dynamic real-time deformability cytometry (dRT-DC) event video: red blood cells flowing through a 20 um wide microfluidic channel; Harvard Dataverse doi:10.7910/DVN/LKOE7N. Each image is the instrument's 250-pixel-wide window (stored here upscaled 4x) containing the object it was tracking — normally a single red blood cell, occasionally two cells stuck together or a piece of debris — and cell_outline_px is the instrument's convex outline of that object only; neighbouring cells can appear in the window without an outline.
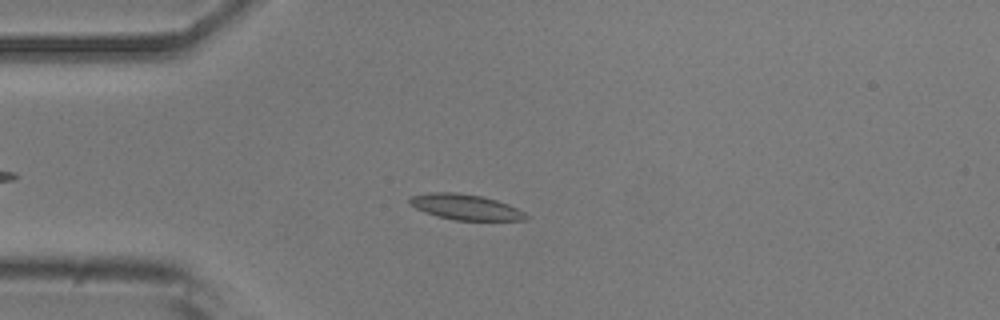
{"species": "common noctule bat (a hibernating species)", "species_latin": "Nyctalus noctula", "temperature_condition": "room temperature", "stored_images_in_passage": 43, "camera_frame_rate_fps": 3000, "um_per_image_px": 0.085, "animal": {"sex": "male", "body_mass_g": 20.5, "forearm_length_mm": 52.5}, "frame": {"image": 1, "passage_image": 10, "time_ms": 3.0, "image_size_px": [1000, 320], "cell_outline_px": [[528, 216], [524, 220], [456, 220], [436, 216], [424, 212], [408, 204], [408, 200], [412, 196], [432, 192], [452, 192], [480, 196], [496, 200], [508, 204], [524, 212]], "centroid_in_image_um": [39.53, 17.6], "position_along_channel_um": 45.5, "area_um2": 17.11}}
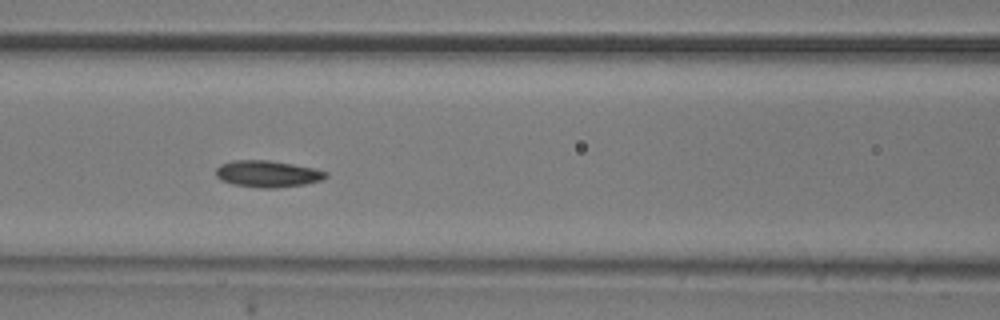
{"frame": {"image": 2, "passage_image": 19, "time_ms": 6.0, "image_size_px": [1000, 320], "cell_outline_px": [[328, 176], [320, 180], [304, 184], [276, 188], [260, 188], [232, 184], [220, 180], [216, 176], [216, 168], [220, 164], [232, 160], [268, 160], [316, 168], [328, 172]], "centroid_in_image_um": [22.72, 14.77], "position_along_channel_um": 143.9, "area_um2": 17.17}}
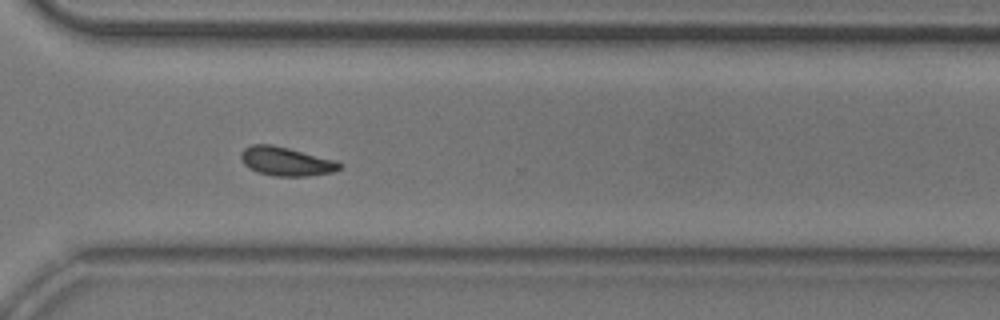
{"frame": {"image": 3, "passage_image": 35, "time_ms": 11.333, "image_size_px": [1000, 320], "cell_outline_px": [[344, 164], [340, 168], [332, 172], [308, 176], [272, 176], [256, 172], [248, 168], [244, 164], [240, 156], [240, 152], [244, 148], [252, 144], [272, 144], [336, 160]], "centroid_in_image_um": [24.29, 13.72], "position_along_channel_um": 346.3, "area_um2": 16.7}, "authors_computed_cell_mechanics": {"area_um2": 16.762, "velocity_mm_per_s": 3.8065, "shape_relaxation_time_tau1_ms": 5.0758, "shape_relaxation_time_tau2_ms": null, "deformation_change_tau1": 0.0984, "deformation_change_tau2": null}}